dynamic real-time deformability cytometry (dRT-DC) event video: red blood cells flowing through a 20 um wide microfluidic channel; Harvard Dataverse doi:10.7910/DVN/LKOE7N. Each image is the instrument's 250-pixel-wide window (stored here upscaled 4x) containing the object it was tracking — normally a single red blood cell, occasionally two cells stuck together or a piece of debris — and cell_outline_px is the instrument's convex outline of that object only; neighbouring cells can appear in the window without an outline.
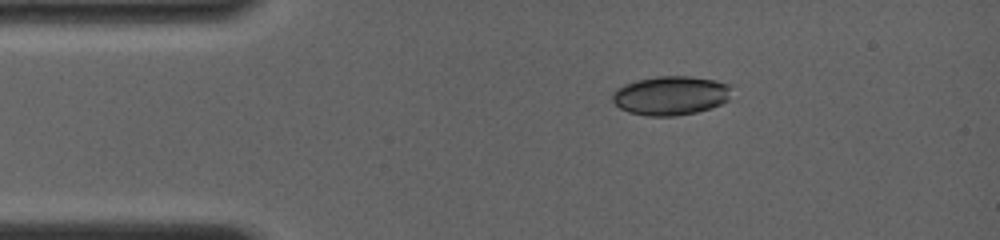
{"species": "common noctule bat (a hibernating species)", "species_latin": "Nyctalus noctula", "temperature_condition": "room temperature", "stored_images_in_passage": 16, "camera_frame_rate_fps": 4000, "um_per_image_px": 0.085, "animal": {"sex": "female", "body_mass_g": 19.0, "forearm_length_mm": 56.7}, "frame": {"image": 1, "passage_image": 1, "time_ms": 0.0, "image_size_px": [1000, 240], "cell_outline_px": [[732, 84], [728, 100], [712, 108], [696, 112], [676, 116], [648, 116], [628, 112], [620, 108], [612, 100], [612, 92], [616, 88], [624, 84], [636, 80], [656, 76], [688, 76], [716, 80]], "centroid_in_image_um": [57.01, 8.11], "position_along_channel_um": 28.0, "area_um2": 27.4}}
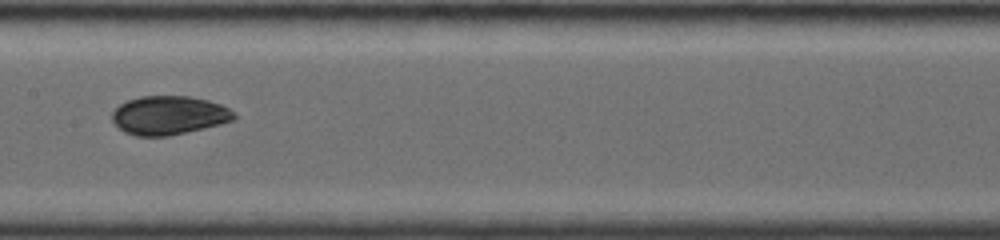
{"frame": {"image": 2, "passage_image": 9, "time_ms": 5.25, "image_size_px": [1000, 240], "cell_outline_px": [[236, 116], [232, 120], [220, 124], [204, 128], [168, 136], [136, 136], [124, 132], [112, 120], [112, 112], [120, 104], [128, 100], [140, 96], [188, 96], [208, 100], [220, 104], [236, 112]], "centroid_in_image_um": [14.36, 9.8], "position_along_channel_um": 193.0, "area_um2": 27.46}}
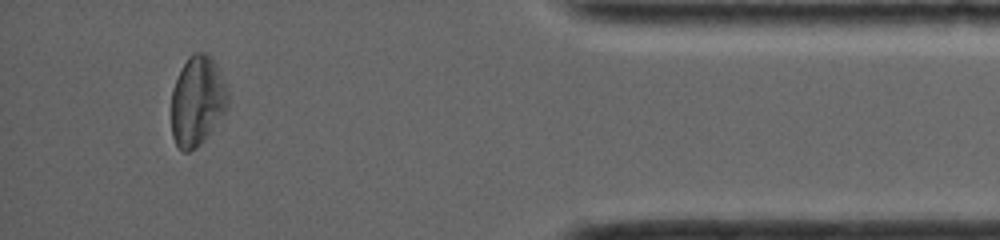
{"frame": {"image": 3, "passage_image": 15, "time_ms": 11.75, "image_size_px": [1000, 240], "cell_outline_px": [[228, 108], [208, 136], [196, 148], [188, 152], [184, 152], [176, 144], [172, 136], [172, 88], [188, 56], [192, 52], [208, 52], [212, 56], [228, 84]], "centroid_in_image_um": [16.81, 8.55], "position_along_channel_um": 418.4, "area_um2": 30.06}, "authors_computed_cell_mechanics": {"area_um2": 27.4839, "velocity_mm_per_s": 4.0135, "shape_relaxation_time_tau1_ms": 2.4888, "shape_relaxation_time_tau2_ms": 3.0893, "deformation_change_tau1": 0.1067, "deformation_change_tau2": 0.0547}}